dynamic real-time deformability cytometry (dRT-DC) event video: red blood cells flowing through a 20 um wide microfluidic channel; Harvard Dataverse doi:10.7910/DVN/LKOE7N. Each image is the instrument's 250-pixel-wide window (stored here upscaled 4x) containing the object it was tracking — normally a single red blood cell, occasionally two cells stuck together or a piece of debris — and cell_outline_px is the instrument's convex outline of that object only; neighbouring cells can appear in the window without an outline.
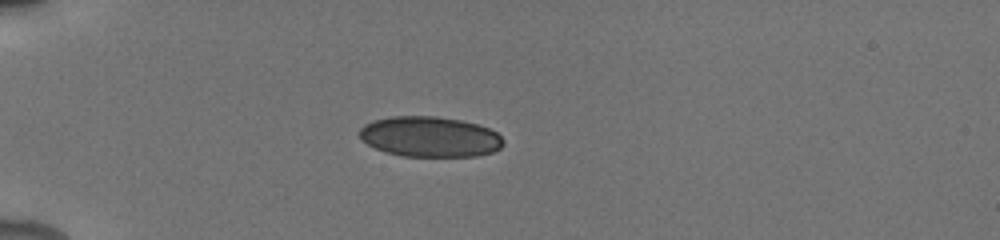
{"species": "human", "species_latin": "Homo sapiens", "temperature_condition": "cold", "stored_images_in_passage": 39, "camera_frame_rate_fps": 3000, "um_per_image_px": 0.085, "donor": {"sex": "male"}, "frame": {"image": 1, "passage_image": 1, "time_ms": 0.0, "image_size_px": [1000, 240], "cell_outline_px": [[504, 144], [500, 148], [492, 152], [476, 156], [404, 156], [388, 152], [376, 148], [368, 144], [360, 136], [360, 128], [364, 124], [372, 120], [392, 116], [436, 116], [460, 120], [476, 124], [488, 128], [496, 132], [504, 140]], "centroid_in_image_um": [36.55, 11.61], "position_along_channel_um": 48.5, "area_um2": 33.7}}
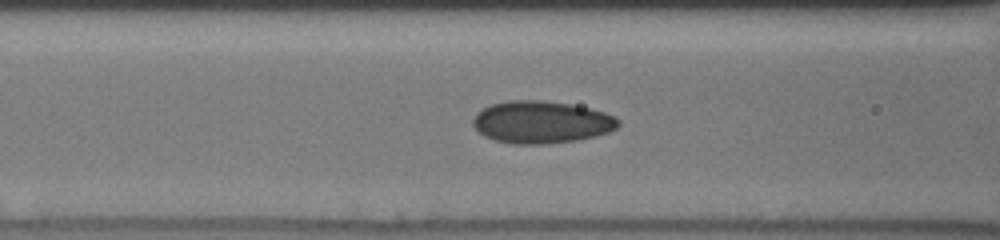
{"frame": {"image": 2, "passage_image": 6, "time_ms": 2.667, "image_size_px": [1000, 240], "cell_outline_px": [[620, 124], [616, 128], [608, 132], [596, 136], [576, 140], [544, 144], [512, 144], [496, 140], [484, 136], [472, 124], [472, 120], [476, 112], [492, 104], [508, 100], [544, 100], [568, 104], [588, 108], [604, 112], [616, 116], [620, 120]], "centroid_in_image_um": [46.02, 10.38], "position_along_channel_um": 120.6, "area_um2": 35.84}}
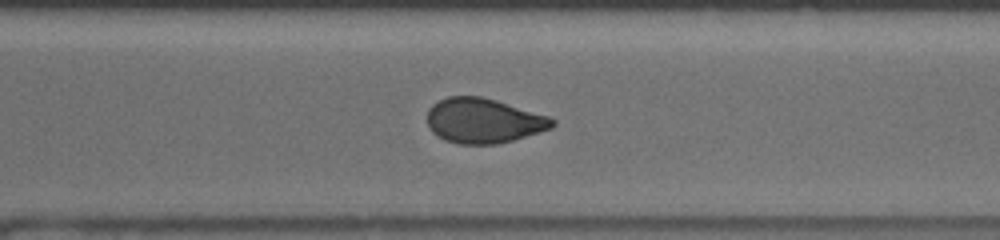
{"frame": {"image": 3, "passage_image": 24, "time_ms": 8.0, "image_size_px": [1000, 240], "cell_outline_px": [[556, 124], [552, 128], [540, 132], [512, 140], [496, 144], [460, 144], [444, 140], [432, 132], [428, 124], [428, 108], [432, 104], [448, 96], [480, 96], [496, 100], [548, 116], [556, 120]], "centroid_in_image_um": [41.1, 10.26], "position_along_channel_um": 329.5, "area_um2": 32.66}, "authors_computed_cell_mechanics": {"area_um2": 33.235, "velocity_mm_per_s": 3.921, "shape_relaxation_time_tau1_ms": null, "shape_relaxation_time_tau2_ms": 1.6108, "deformation_change_tau1": null, "deformation_change_tau2": 0.0586}}